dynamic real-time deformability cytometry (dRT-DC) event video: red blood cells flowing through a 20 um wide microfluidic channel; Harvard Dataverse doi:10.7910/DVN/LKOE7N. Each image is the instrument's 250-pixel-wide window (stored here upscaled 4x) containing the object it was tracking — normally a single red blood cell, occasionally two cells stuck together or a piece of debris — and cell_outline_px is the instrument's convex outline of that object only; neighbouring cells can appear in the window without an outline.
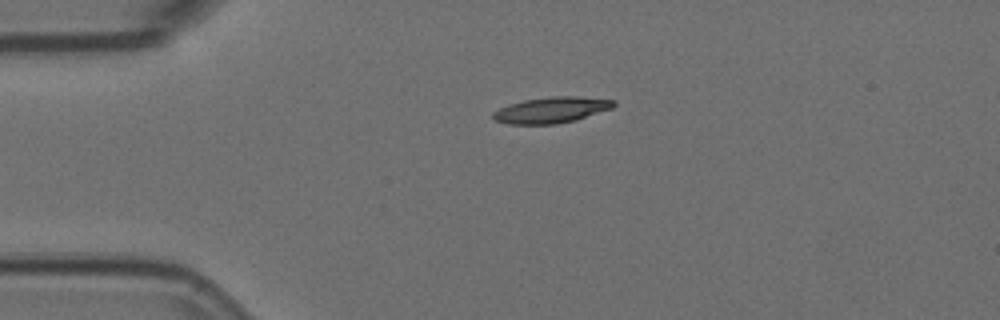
{"species": "Egyptian fruit bat (a non-hibernating species)", "species_latin": "Rousettus aegyptiacus", "temperature_condition": "room temperature", "stored_images_in_passage": 2, "camera_frame_rate_fps": 3000, "um_per_image_px": 0.085, "animal": {"sex": "female"}, "frame": {"image": 1, "passage_image": 2, "time_ms": 0.333, "image_size_px": [1000, 320], "cell_outline_px": [[616, 104], [612, 108], [576, 120], [556, 124], [508, 124], [492, 120], [492, 112], [508, 104], [524, 100], [552, 96], [576, 96], [616, 100]], "centroid_in_image_um": [46.85, 9.35], "position_along_channel_um": 38.2, "area_um2": 18.38}}